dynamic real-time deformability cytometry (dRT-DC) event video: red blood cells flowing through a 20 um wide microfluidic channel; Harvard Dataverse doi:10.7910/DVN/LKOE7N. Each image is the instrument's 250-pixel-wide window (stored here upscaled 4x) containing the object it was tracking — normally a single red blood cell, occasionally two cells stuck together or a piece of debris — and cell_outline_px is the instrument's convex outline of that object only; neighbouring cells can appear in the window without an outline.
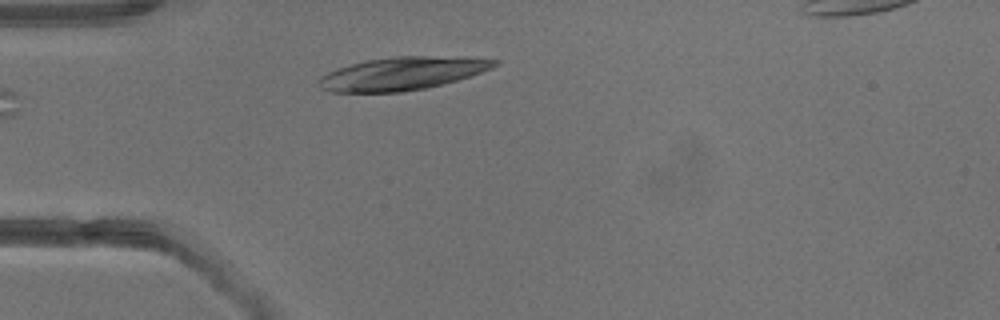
{"species": "common noctule bat (a hibernating species)", "species_latin": "Nyctalus noctula", "temperature_condition": "warm", "stored_images_in_passage": 3, "camera_frame_rate_fps": 3000, "um_per_image_px": 0.085, "animal": {"sex": "male", "body_mass_g": 13.3}, "frame": {"image": 1, "passage_image": 2, "time_ms": 1.333, "image_size_px": [1000, 320], "cell_outline_px": [[500, 64], [492, 68], [456, 80], [428, 88], [400, 92], [328, 92], [320, 88], [316, 84], [316, 80], [320, 76], [328, 72], [352, 64], [368, 60], [396, 56], [428, 56], [500, 60]], "centroid_in_image_um": [34.11, 6.27], "position_along_channel_um": 50.9, "area_um2": 33.47}}